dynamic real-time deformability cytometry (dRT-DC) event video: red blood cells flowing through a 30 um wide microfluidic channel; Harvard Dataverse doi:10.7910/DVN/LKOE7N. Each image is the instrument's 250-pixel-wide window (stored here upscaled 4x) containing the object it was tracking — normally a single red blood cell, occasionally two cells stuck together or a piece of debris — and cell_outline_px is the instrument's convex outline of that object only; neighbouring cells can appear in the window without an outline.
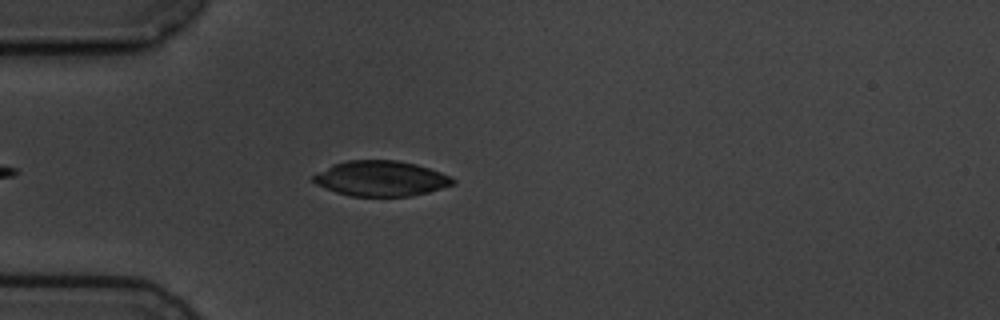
{"species": "common noctule bat (a hibernating species)", "species_latin": "Nyctalus noctula", "temperature_condition": "cold", "stored_images_in_passage": 5, "camera_frame_rate_fps": 3000, "um_per_image_px": 0.085, "animal": {"sex": "male", "body_mass_g": 19.5, "forearm_length_mm": 54.6}, "frame": {"image": 1, "passage_image": 5, "time_ms": 4.667, "image_size_px": [1000, 320], "cell_outline_px": [[456, 184], [428, 192], [408, 196], [352, 196], [336, 192], [316, 184], [312, 180], [312, 176], [332, 164], [348, 160], [396, 160], [416, 164], [452, 176], [456, 180]], "centroid_in_image_um": [32.4, 15.17], "position_along_channel_um": 52.6, "area_um2": 28.67}}